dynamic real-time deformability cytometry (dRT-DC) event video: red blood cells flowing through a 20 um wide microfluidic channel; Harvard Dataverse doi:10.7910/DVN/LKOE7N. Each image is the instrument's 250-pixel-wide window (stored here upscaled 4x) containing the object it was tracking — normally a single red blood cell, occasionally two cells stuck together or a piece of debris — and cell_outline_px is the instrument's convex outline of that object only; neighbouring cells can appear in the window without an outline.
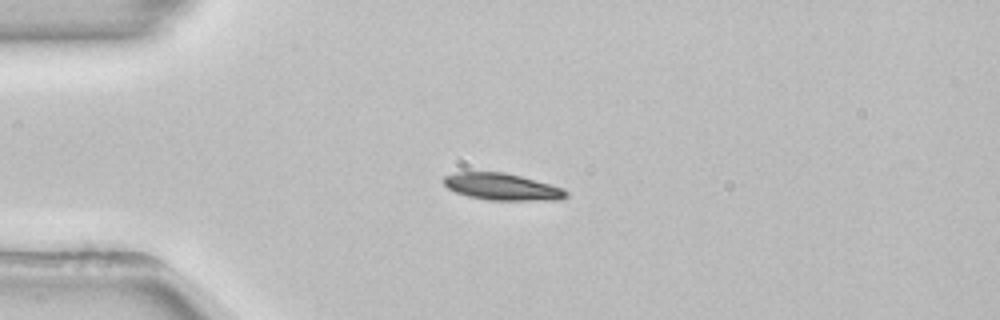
{"species": "common noctule bat (a hibernating species)", "species_latin": "Nyctalus noctula", "temperature_condition": "room temperature", "stored_images_in_passage": 41, "camera_frame_rate_fps": 3000, "um_per_image_px": 0.085, "animal": {"sex": "female", "body_mass_g": 22.7, "forearm_length_mm": 54.2}, "frame": {"image": 1, "passage_image": 1, "time_ms": 0.0, "image_size_px": [1000, 320], "cell_outline_px": [[568, 196], [560, 200], [488, 200], [468, 196], [456, 192], [448, 188], [440, 180], [444, 176], [456, 172], [504, 172], [520, 176], [564, 188], [568, 192]], "centroid_in_image_um": [42.67, 15.88], "position_along_channel_um": 42.3, "area_um2": 19.19}, "authors_computed_cell_mechanics": {"area_um2": 18.6694, "velocity_mm_per_s": 3.852, "shape_relaxation_time_tau1_ms": 1.3337, "shape_relaxation_time_tau2_ms": null, "deformation_change_tau1": 0.067, "deformation_change_tau2": null}}